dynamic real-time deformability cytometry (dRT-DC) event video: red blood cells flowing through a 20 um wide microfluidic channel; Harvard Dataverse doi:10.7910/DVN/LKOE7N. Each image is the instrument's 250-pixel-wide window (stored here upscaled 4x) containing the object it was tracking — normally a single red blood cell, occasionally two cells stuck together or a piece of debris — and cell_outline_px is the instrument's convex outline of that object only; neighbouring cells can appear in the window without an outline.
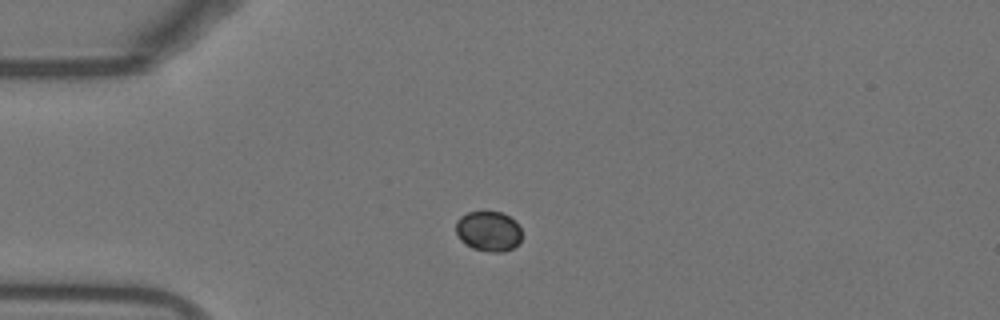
{"species": "Egyptian fruit bat (a non-hibernating species)", "species_latin": "Rousettus aegyptiacus", "temperature_condition": "warm", "stored_images_in_passage": 41, "camera_frame_rate_fps": 3000, "um_per_image_px": 0.085, "animal": {"sex": "female"}, "frame": {"image": 1, "passage_image": 1, "time_ms": 0.0, "image_size_px": [1000, 320], "cell_outline_px": [[520, 240], [512, 248], [504, 252], [488, 252], [472, 248], [460, 240], [456, 232], [456, 220], [460, 216], [468, 212], [500, 212], [516, 220], [520, 228]], "centroid_in_image_um": [41.5, 19.65], "position_along_channel_um": 43.5, "area_um2": 15.43}}
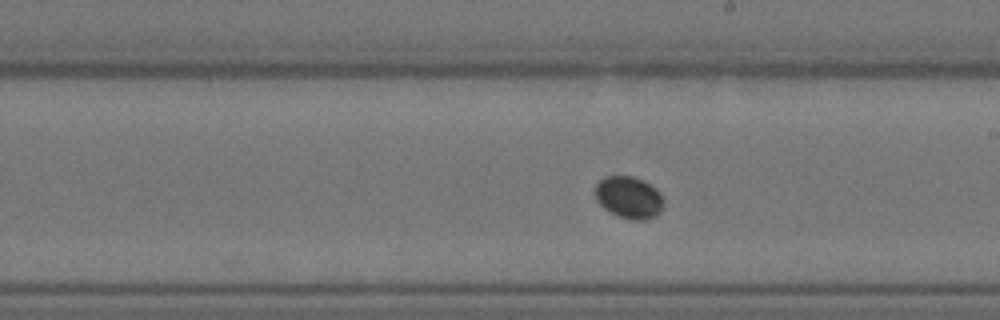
{"frame": {"image": 2, "passage_image": 18, "time_ms": 5.667, "image_size_px": [1000, 320], "cell_outline_px": [[664, 204], [660, 212], [656, 216], [644, 220], [632, 220], [616, 216], [608, 212], [596, 200], [596, 184], [604, 176], [632, 176], [644, 180], [656, 188], [660, 192], [664, 200]], "centroid_in_image_um": [53.47, 16.79], "position_along_channel_um": 235.5, "area_um2": 17.05}}
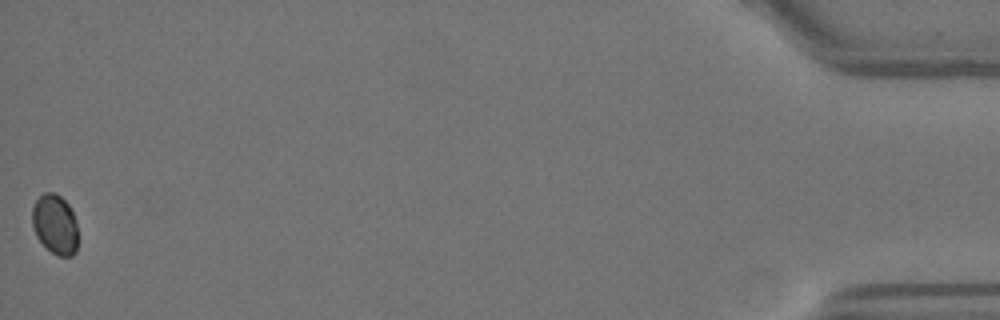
{"frame": {"image": 3, "passage_image": 41, "time_ms": 13.333, "image_size_px": [1000, 320], "cell_outline_px": [[76, 252], [72, 256], [56, 256], [36, 236], [32, 228], [32, 208], [36, 200], [44, 192], [56, 192], [68, 204], [76, 220]], "centroid_in_image_um": [4.66, 19.06], "position_along_channel_um": 430.5, "area_um2": 15.9}}